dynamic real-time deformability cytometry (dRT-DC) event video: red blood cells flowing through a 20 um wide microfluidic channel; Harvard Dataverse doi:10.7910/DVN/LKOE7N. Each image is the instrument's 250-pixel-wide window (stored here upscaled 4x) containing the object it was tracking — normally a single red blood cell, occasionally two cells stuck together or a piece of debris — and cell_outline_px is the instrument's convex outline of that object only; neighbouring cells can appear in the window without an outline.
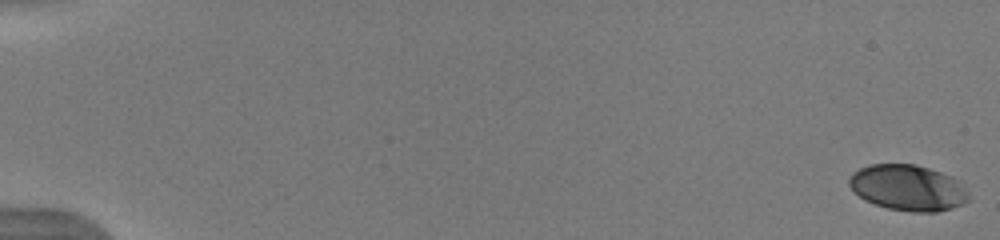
{"species": "human", "species_latin": "Homo sapiens", "temperature_condition": "warm", "stored_images_in_passage": 53, "camera_frame_rate_fps": 3000, "um_per_image_px": 0.085, "donor": {"sex": "male"}, "frame": {"image": 1, "passage_image": 1, "time_ms": 0.0, "image_size_px": [1000, 240], "cell_outline_px": [[968, 200], [964, 204], [952, 208], [936, 212], [912, 212], [888, 208], [864, 200], [848, 184], [848, 180], [852, 172], [868, 164], [916, 164], [952, 176], [968, 192]], "centroid_in_image_um": [77.16, 15.95], "position_along_channel_um": 7.8, "area_um2": 31.85}}
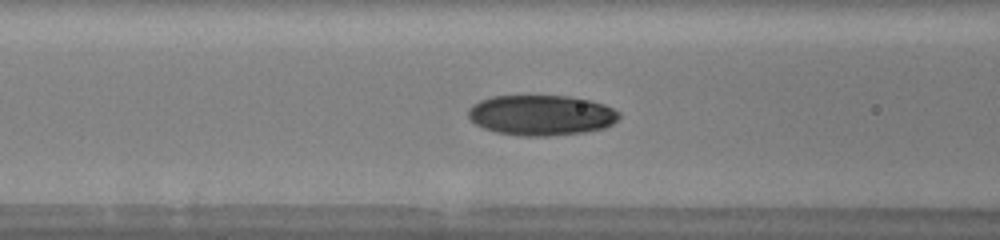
{"frame": {"image": 2, "passage_image": 24, "time_ms": 7.667, "image_size_px": [1000, 240], "cell_outline_px": [[620, 116], [612, 124], [604, 128], [584, 132], [548, 136], [520, 136], [496, 132], [484, 128], [476, 124], [468, 116], [468, 108], [472, 104], [480, 100], [492, 96], [568, 96], [592, 100], [604, 104], [620, 112]], "centroid_in_image_um": [46.0, 9.79], "position_along_channel_um": 120.6, "area_um2": 35.6}}
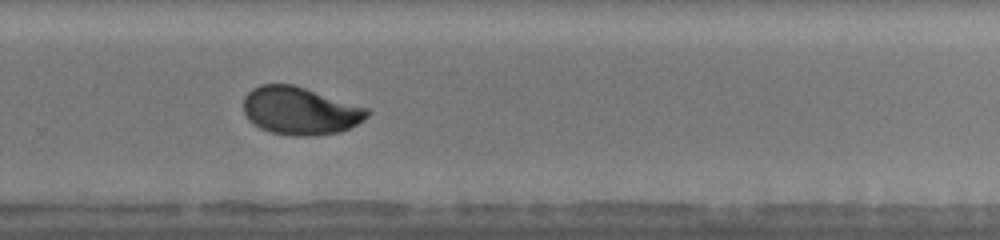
{"frame": {"image": 3, "passage_image": 38, "time_ms": 12.333, "image_size_px": [1000, 240], "cell_outline_px": [[372, 112], [364, 120], [340, 132], [312, 136], [292, 136], [272, 132], [260, 128], [252, 124], [248, 120], [244, 112], [244, 96], [252, 88], [260, 84], [292, 84], [368, 108]], "centroid_in_image_um": [25.49, 9.42], "position_along_channel_um": 304.3, "area_um2": 34.51}, "authors_computed_cell_mechanics": {"area_um2": 34.0442, "velocity_mm_per_s": 3.9447, "shape_relaxation_time_tau1_ms": 4.6531, "shape_relaxation_time_tau2_ms": 1.2768, "deformation_change_tau1": 0.1677, "deformation_change_tau2": 0.046}}